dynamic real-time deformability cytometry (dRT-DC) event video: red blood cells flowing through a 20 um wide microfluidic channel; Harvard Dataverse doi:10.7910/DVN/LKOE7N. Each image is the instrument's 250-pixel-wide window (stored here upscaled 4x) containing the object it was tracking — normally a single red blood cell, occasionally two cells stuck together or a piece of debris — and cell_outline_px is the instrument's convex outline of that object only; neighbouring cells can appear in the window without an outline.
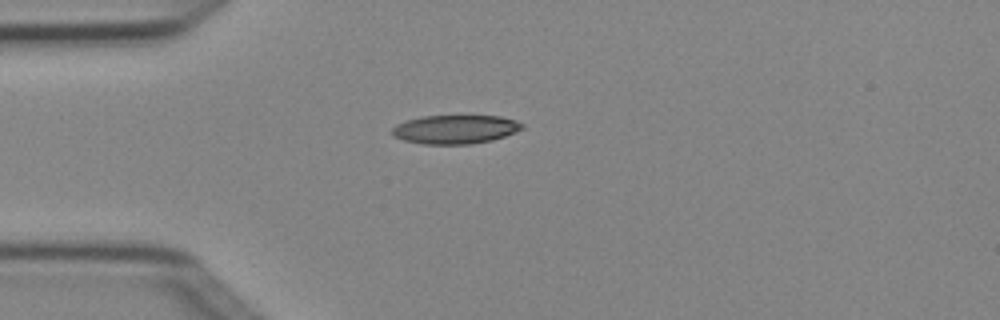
{"species": "Egyptian fruit bat (a non-hibernating species)", "species_latin": "Rousettus aegyptiacus", "temperature_condition": "cold", "stored_images_in_passage": 2, "camera_frame_rate_fps": 3000, "um_per_image_px": 0.085, "animal": {"sex": "female"}, "frame": {"image": 1, "passage_image": 1, "time_ms": 0.0, "image_size_px": [1000, 320], "cell_outline_px": [[524, 128], [516, 132], [492, 140], [472, 144], [424, 144], [404, 140], [392, 136], [392, 128], [396, 124], [408, 120], [424, 116], [500, 116], [516, 120], [524, 124]], "centroid_in_image_um": [38.72, 10.99], "position_along_channel_um": 46.3, "area_um2": 21.79}}